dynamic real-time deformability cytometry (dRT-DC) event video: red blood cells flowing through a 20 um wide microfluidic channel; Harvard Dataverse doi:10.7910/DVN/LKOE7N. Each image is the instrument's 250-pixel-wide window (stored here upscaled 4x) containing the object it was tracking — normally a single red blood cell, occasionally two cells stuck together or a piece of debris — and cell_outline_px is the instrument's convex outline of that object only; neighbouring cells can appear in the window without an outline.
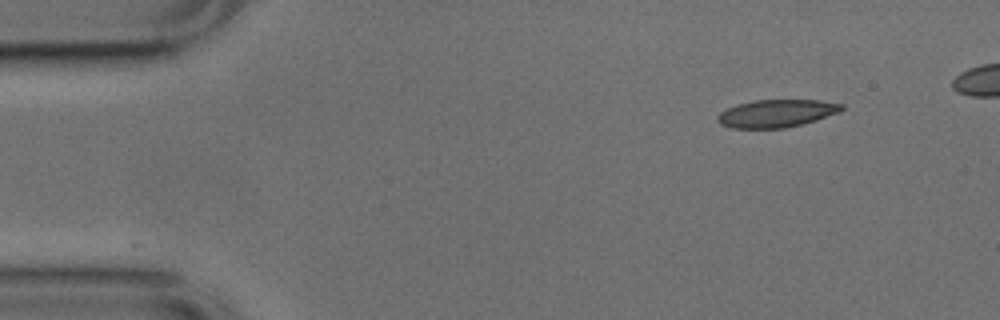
{"species": "common noctule bat (a hibernating species)", "species_latin": "Nyctalus noctula", "temperature_condition": "cold", "stored_images_in_passage": 43, "camera_frame_rate_fps": 3000, "um_per_image_px": 0.085, "animal": {"sex": "male", "body_mass_g": 17.9, "forearm_length_mm": 54.2}, "frame": {"image": 1, "passage_image": 1, "time_ms": 0.0, "image_size_px": [1000, 320], "cell_outline_px": [[844, 108], [840, 112], [816, 120], [784, 128], [732, 128], [720, 124], [716, 120], [716, 116], [720, 112], [736, 104], [752, 100], [820, 100], [844, 104]], "centroid_in_image_um": [65.99, 9.63], "position_along_channel_um": 19.0, "area_um2": 20.11}}
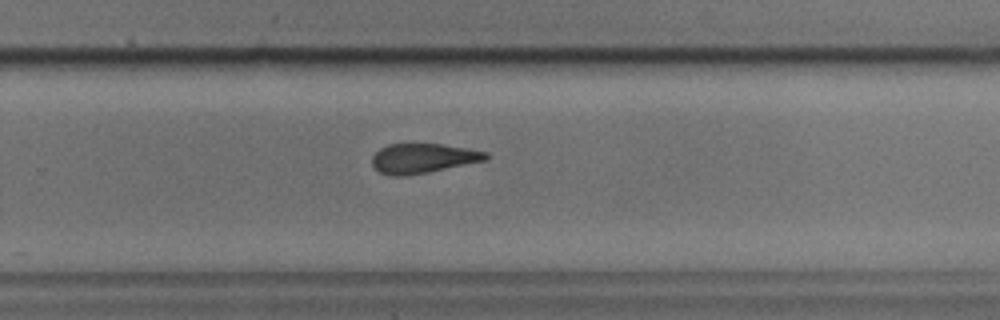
{"frame": {"image": 2, "passage_image": 29, "time_ms": 9.333, "image_size_px": [1000, 320], "cell_outline_px": [[488, 160], [428, 172], [404, 176], [392, 176], [380, 172], [372, 164], [372, 156], [380, 148], [388, 144], [440, 144], [488, 152]], "centroid_in_image_um": [35.95, 13.46], "position_along_channel_um": 293.9, "area_um2": 19.54}}
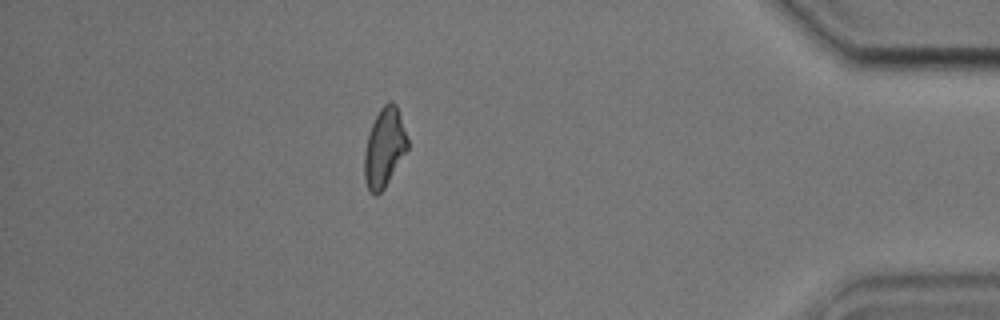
{"frame": {"image": 3, "passage_image": 41, "time_ms": 13.333, "image_size_px": [1000, 320], "cell_outline_px": [[408, 148], [384, 188], [376, 196], [368, 188], [364, 180], [364, 152], [368, 132], [380, 108], [388, 100], [392, 100], [396, 104], [408, 140]], "centroid_in_image_um": [32.65, 12.52], "position_along_channel_um": 402.5, "area_um2": 19.71}}